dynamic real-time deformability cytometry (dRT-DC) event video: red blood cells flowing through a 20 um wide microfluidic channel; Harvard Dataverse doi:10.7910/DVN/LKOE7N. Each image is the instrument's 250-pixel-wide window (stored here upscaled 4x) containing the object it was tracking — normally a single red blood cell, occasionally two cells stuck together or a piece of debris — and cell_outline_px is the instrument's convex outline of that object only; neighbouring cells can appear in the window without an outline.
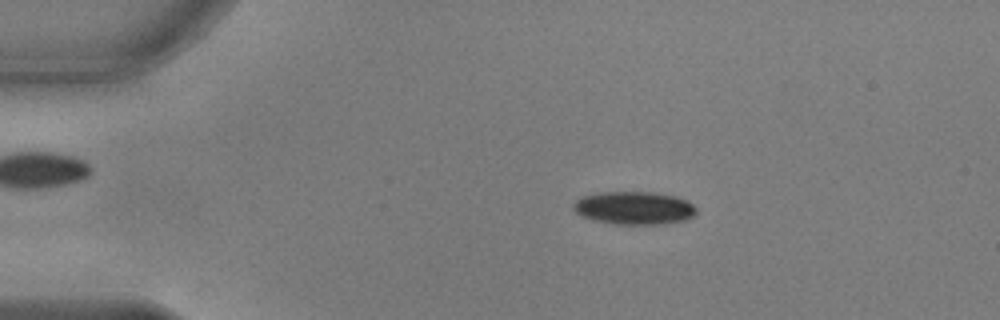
{"species": "common noctule bat (a hibernating species)", "species_latin": "Nyctalus noctula", "temperature_condition": "warm", "stored_images_in_passage": 54, "camera_frame_rate_fps": 3000, "um_per_image_px": 0.085, "animal": {"sex": "male", "body_mass_g": 17.9, "forearm_length_mm": 54.2}, "frame": {"image": 1, "passage_image": 11, "time_ms": 3.333, "image_size_px": [1000, 320], "cell_outline_px": [[696, 212], [692, 216], [684, 220], [664, 224], [612, 224], [592, 220], [576, 212], [572, 208], [572, 204], [580, 196], [596, 192], [652, 192], [676, 196], [688, 200], [696, 208]], "centroid_in_image_um": [53.87, 17.67], "position_along_channel_um": 31.1, "area_um2": 23.87}}
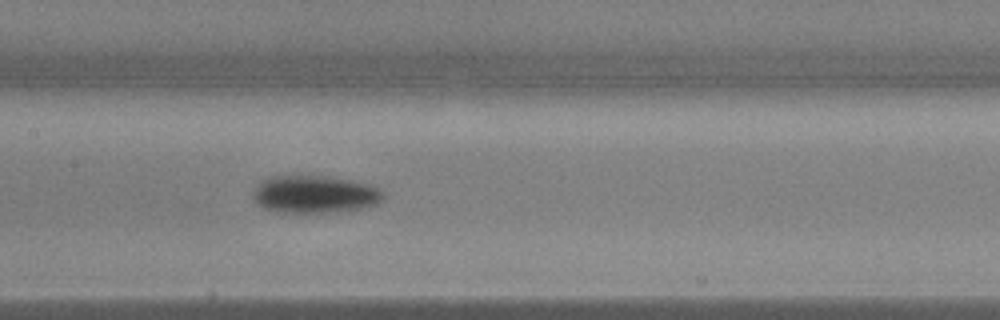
{"frame": {"image": 2, "passage_image": 27, "time_ms": 8.667, "image_size_px": [1000, 320], "cell_outline_px": [[384, 196], [376, 204], [360, 208], [336, 212], [276, 212], [264, 208], [252, 200], [252, 192], [268, 176], [328, 176], [352, 180], [372, 184], [380, 188], [384, 192]], "centroid_in_image_um": [26.76, 16.51], "position_along_channel_um": 180.6, "area_um2": 28.61}}
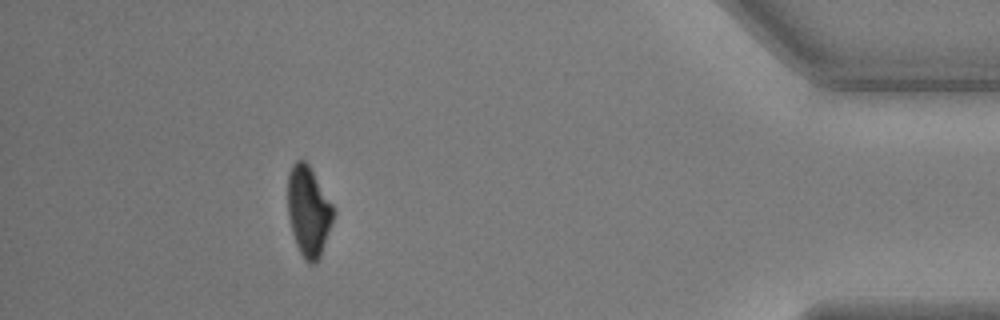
{"frame": {"image": 3, "passage_image": 49, "time_ms": 16.0, "image_size_px": [1000, 320], "cell_outline_px": [[336, 212], [332, 224], [320, 256], [316, 264], [308, 264], [304, 260], [296, 244], [292, 232], [288, 216], [288, 172], [292, 164], [296, 160], [304, 160], [308, 164], [332, 204]], "centroid_in_image_um": [26.22, 17.97], "position_along_channel_um": 409.0, "area_um2": 23.99}, "authors_computed_cell_mechanics": {"area_um2": 25.5187, "velocity_mm_per_s": 3.8084, "shape_relaxation_time_tau1_ms": 2.4119, "shape_relaxation_time_tau2_ms": null, "deformation_change_tau1": 0.1425, "deformation_change_tau2": null}}